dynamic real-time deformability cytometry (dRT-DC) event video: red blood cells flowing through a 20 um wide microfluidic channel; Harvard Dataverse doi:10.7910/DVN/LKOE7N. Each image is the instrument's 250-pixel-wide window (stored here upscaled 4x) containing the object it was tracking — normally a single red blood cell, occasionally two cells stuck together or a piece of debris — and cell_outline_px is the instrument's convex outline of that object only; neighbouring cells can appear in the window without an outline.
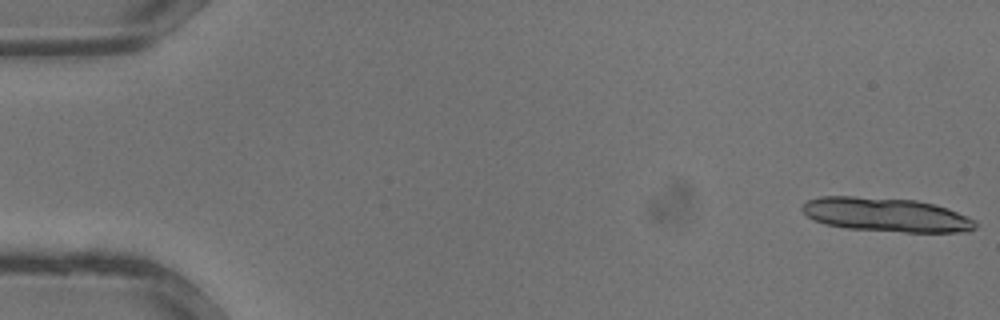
{"species": "common noctule bat (a hibernating species)", "species_latin": "Nyctalus noctula", "temperature_condition": "warm", "stored_images_in_passage": 8, "camera_frame_rate_fps": 3000, "um_per_image_px": 0.085, "animal": {"sex": "male", "body_mass_g": 13.3}, "frame": {"image": 1, "passage_image": 1, "time_ms": 0.0, "image_size_px": [1000, 320], "cell_outline_px": [[976, 228], [968, 232], [904, 232], [848, 228], [824, 224], [808, 216], [800, 208], [808, 200], [820, 196], [852, 196], [916, 200], [932, 204], [956, 212], [976, 220]], "centroid_in_image_um": [75.32, 18.25], "position_along_channel_um": 9.7, "area_um2": 34.04}}